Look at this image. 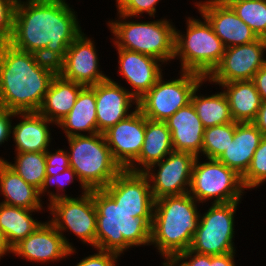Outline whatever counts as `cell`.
<instances>
[{
    "label": "cell",
    "mask_w": 266,
    "mask_h": 266,
    "mask_svg": "<svg viewBox=\"0 0 266 266\" xmlns=\"http://www.w3.org/2000/svg\"><path fill=\"white\" fill-rule=\"evenodd\" d=\"M27 1L17 0L9 44L58 65L82 31L75 12L65 0Z\"/></svg>",
    "instance_id": "cell-1"
},
{
    "label": "cell",
    "mask_w": 266,
    "mask_h": 266,
    "mask_svg": "<svg viewBox=\"0 0 266 266\" xmlns=\"http://www.w3.org/2000/svg\"><path fill=\"white\" fill-rule=\"evenodd\" d=\"M57 65L39 55L0 45V107L15 113L37 112Z\"/></svg>",
    "instance_id": "cell-2"
},
{
    "label": "cell",
    "mask_w": 266,
    "mask_h": 266,
    "mask_svg": "<svg viewBox=\"0 0 266 266\" xmlns=\"http://www.w3.org/2000/svg\"><path fill=\"white\" fill-rule=\"evenodd\" d=\"M189 194L164 196L154 201L150 243L170 262L190 248L200 215Z\"/></svg>",
    "instance_id": "cell-3"
},
{
    "label": "cell",
    "mask_w": 266,
    "mask_h": 266,
    "mask_svg": "<svg viewBox=\"0 0 266 266\" xmlns=\"http://www.w3.org/2000/svg\"><path fill=\"white\" fill-rule=\"evenodd\" d=\"M97 211L95 248L117 254L132 246L149 245L152 218H137L103 190H93Z\"/></svg>",
    "instance_id": "cell-4"
},
{
    "label": "cell",
    "mask_w": 266,
    "mask_h": 266,
    "mask_svg": "<svg viewBox=\"0 0 266 266\" xmlns=\"http://www.w3.org/2000/svg\"><path fill=\"white\" fill-rule=\"evenodd\" d=\"M70 167L84 192L105 188L123 169L114 160L104 134L68 137Z\"/></svg>",
    "instance_id": "cell-5"
},
{
    "label": "cell",
    "mask_w": 266,
    "mask_h": 266,
    "mask_svg": "<svg viewBox=\"0 0 266 266\" xmlns=\"http://www.w3.org/2000/svg\"><path fill=\"white\" fill-rule=\"evenodd\" d=\"M121 20L109 22L110 29L116 37V48H123L152 56L167 62L175 58V27L167 20L148 22H126L127 17L119 14Z\"/></svg>",
    "instance_id": "cell-6"
},
{
    "label": "cell",
    "mask_w": 266,
    "mask_h": 266,
    "mask_svg": "<svg viewBox=\"0 0 266 266\" xmlns=\"http://www.w3.org/2000/svg\"><path fill=\"white\" fill-rule=\"evenodd\" d=\"M187 20L186 36L175 30V58H181V70L202 75L205 79L222 60L226 47L206 19Z\"/></svg>",
    "instance_id": "cell-7"
},
{
    "label": "cell",
    "mask_w": 266,
    "mask_h": 266,
    "mask_svg": "<svg viewBox=\"0 0 266 266\" xmlns=\"http://www.w3.org/2000/svg\"><path fill=\"white\" fill-rule=\"evenodd\" d=\"M50 214L54 218L50 221L62 235L65 244L73 250L62 231L70 229L84 243L95 247L97 211L93 202V190L83 192L81 198H72L51 192Z\"/></svg>",
    "instance_id": "cell-8"
},
{
    "label": "cell",
    "mask_w": 266,
    "mask_h": 266,
    "mask_svg": "<svg viewBox=\"0 0 266 266\" xmlns=\"http://www.w3.org/2000/svg\"><path fill=\"white\" fill-rule=\"evenodd\" d=\"M195 159L189 194L196 200L215 198L213 203L239 202L244 191L242 177L217 159L198 163Z\"/></svg>",
    "instance_id": "cell-9"
},
{
    "label": "cell",
    "mask_w": 266,
    "mask_h": 266,
    "mask_svg": "<svg viewBox=\"0 0 266 266\" xmlns=\"http://www.w3.org/2000/svg\"><path fill=\"white\" fill-rule=\"evenodd\" d=\"M179 79L163 81L162 76L156 84L138 100V108L150 120L165 121L177 110L191 102L194 89L205 78L197 73L181 71Z\"/></svg>",
    "instance_id": "cell-10"
},
{
    "label": "cell",
    "mask_w": 266,
    "mask_h": 266,
    "mask_svg": "<svg viewBox=\"0 0 266 266\" xmlns=\"http://www.w3.org/2000/svg\"><path fill=\"white\" fill-rule=\"evenodd\" d=\"M239 202L213 203L200 216L190 250L199 254L222 255L235 251L233 247L234 213Z\"/></svg>",
    "instance_id": "cell-11"
},
{
    "label": "cell",
    "mask_w": 266,
    "mask_h": 266,
    "mask_svg": "<svg viewBox=\"0 0 266 266\" xmlns=\"http://www.w3.org/2000/svg\"><path fill=\"white\" fill-rule=\"evenodd\" d=\"M197 157L188 152L173 151L149 166L143 173L147 176L154 200L164 196L183 195L189 193L193 165ZM159 166L157 173L151 171L155 165ZM186 186H188L186 188Z\"/></svg>",
    "instance_id": "cell-12"
},
{
    "label": "cell",
    "mask_w": 266,
    "mask_h": 266,
    "mask_svg": "<svg viewBox=\"0 0 266 266\" xmlns=\"http://www.w3.org/2000/svg\"><path fill=\"white\" fill-rule=\"evenodd\" d=\"M266 50V39L232 46L225 49L222 60L206 78L214 83L234 81H251L255 73L266 63L263 52Z\"/></svg>",
    "instance_id": "cell-13"
},
{
    "label": "cell",
    "mask_w": 266,
    "mask_h": 266,
    "mask_svg": "<svg viewBox=\"0 0 266 266\" xmlns=\"http://www.w3.org/2000/svg\"><path fill=\"white\" fill-rule=\"evenodd\" d=\"M103 190L125 211L137 218H153L154 199L143 172L123 169Z\"/></svg>",
    "instance_id": "cell-14"
},
{
    "label": "cell",
    "mask_w": 266,
    "mask_h": 266,
    "mask_svg": "<svg viewBox=\"0 0 266 266\" xmlns=\"http://www.w3.org/2000/svg\"><path fill=\"white\" fill-rule=\"evenodd\" d=\"M146 117L138 105L135 111L103 134L114 160L127 169L140 155L145 139Z\"/></svg>",
    "instance_id": "cell-15"
},
{
    "label": "cell",
    "mask_w": 266,
    "mask_h": 266,
    "mask_svg": "<svg viewBox=\"0 0 266 266\" xmlns=\"http://www.w3.org/2000/svg\"><path fill=\"white\" fill-rule=\"evenodd\" d=\"M93 42L81 32L68 47L64 59L57 65V73L84 86L107 80L109 77L98 69V55Z\"/></svg>",
    "instance_id": "cell-16"
},
{
    "label": "cell",
    "mask_w": 266,
    "mask_h": 266,
    "mask_svg": "<svg viewBox=\"0 0 266 266\" xmlns=\"http://www.w3.org/2000/svg\"><path fill=\"white\" fill-rule=\"evenodd\" d=\"M202 18L211 25L226 48L254 42L257 34L245 24L229 4L217 0L196 4Z\"/></svg>",
    "instance_id": "cell-17"
},
{
    "label": "cell",
    "mask_w": 266,
    "mask_h": 266,
    "mask_svg": "<svg viewBox=\"0 0 266 266\" xmlns=\"http://www.w3.org/2000/svg\"><path fill=\"white\" fill-rule=\"evenodd\" d=\"M11 252L29 261L44 263L70 256L75 249L67 247L62 235L49 221L41 223L33 233L15 244Z\"/></svg>",
    "instance_id": "cell-18"
},
{
    "label": "cell",
    "mask_w": 266,
    "mask_h": 266,
    "mask_svg": "<svg viewBox=\"0 0 266 266\" xmlns=\"http://www.w3.org/2000/svg\"><path fill=\"white\" fill-rule=\"evenodd\" d=\"M95 97L98 132L102 134L130 115L127 111L132 102L138 105L137 99L111 78L95 84Z\"/></svg>",
    "instance_id": "cell-19"
},
{
    "label": "cell",
    "mask_w": 266,
    "mask_h": 266,
    "mask_svg": "<svg viewBox=\"0 0 266 266\" xmlns=\"http://www.w3.org/2000/svg\"><path fill=\"white\" fill-rule=\"evenodd\" d=\"M119 72L132 86L130 93L137 99L142 98L162 76L158 59L135 51L117 48Z\"/></svg>",
    "instance_id": "cell-20"
},
{
    "label": "cell",
    "mask_w": 266,
    "mask_h": 266,
    "mask_svg": "<svg viewBox=\"0 0 266 266\" xmlns=\"http://www.w3.org/2000/svg\"><path fill=\"white\" fill-rule=\"evenodd\" d=\"M165 122L171 132L173 150L200 157L198 154L202 152L205 128L192 102L177 110Z\"/></svg>",
    "instance_id": "cell-21"
},
{
    "label": "cell",
    "mask_w": 266,
    "mask_h": 266,
    "mask_svg": "<svg viewBox=\"0 0 266 266\" xmlns=\"http://www.w3.org/2000/svg\"><path fill=\"white\" fill-rule=\"evenodd\" d=\"M263 137L252 122H235L234 139L217 160L242 176L248 170Z\"/></svg>",
    "instance_id": "cell-22"
},
{
    "label": "cell",
    "mask_w": 266,
    "mask_h": 266,
    "mask_svg": "<svg viewBox=\"0 0 266 266\" xmlns=\"http://www.w3.org/2000/svg\"><path fill=\"white\" fill-rule=\"evenodd\" d=\"M83 87L57 73L37 112L57 125L71 111Z\"/></svg>",
    "instance_id": "cell-23"
},
{
    "label": "cell",
    "mask_w": 266,
    "mask_h": 266,
    "mask_svg": "<svg viewBox=\"0 0 266 266\" xmlns=\"http://www.w3.org/2000/svg\"><path fill=\"white\" fill-rule=\"evenodd\" d=\"M18 115L24 120L13 127L16 151L19 153L46 152L51 139L47 124L53 122L38 112L18 113Z\"/></svg>",
    "instance_id": "cell-24"
},
{
    "label": "cell",
    "mask_w": 266,
    "mask_h": 266,
    "mask_svg": "<svg viewBox=\"0 0 266 266\" xmlns=\"http://www.w3.org/2000/svg\"><path fill=\"white\" fill-rule=\"evenodd\" d=\"M64 129L67 138L83 135L79 131L90 135L99 133L96 117L95 85L84 86L77 96L71 111L58 123Z\"/></svg>",
    "instance_id": "cell-25"
},
{
    "label": "cell",
    "mask_w": 266,
    "mask_h": 266,
    "mask_svg": "<svg viewBox=\"0 0 266 266\" xmlns=\"http://www.w3.org/2000/svg\"><path fill=\"white\" fill-rule=\"evenodd\" d=\"M173 151L172 136L166 122L146 118L145 139L141 153L127 169L133 172H143ZM136 162L144 168H138L135 164Z\"/></svg>",
    "instance_id": "cell-26"
},
{
    "label": "cell",
    "mask_w": 266,
    "mask_h": 266,
    "mask_svg": "<svg viewBox=\"0 0 266 266\" xmlns=\"http://www.w3.org/2000/svg\"><path fill=\"white\" fill-rule=\"evenodd\" d=\"M0 190L5 200L1 203L28 210H42L39 189L26 183L4 159L0 158Z\"/></svg>",
    "instance_id": "cell-27"
},
{
    "label": "cell",
    "mask_w": 266,
    "mask_h": 266,
    "mask_svg": "<svg viewBox=\"0 0 266 266\" xmlns=\"http://www.w3.org/2000/svg\"><path fill=\"white\" fill-rule=\"evenodd\" d=\"M226 88L225 94L234 122H253L261 106L262 99L252 81L218 83Z\"/></svg>",
    "instance_id": "cell-28"
},
{
    "label": "cell",
    "mask_w": 266,
    "mask_h": 266,
    "mask_svg": "<svg viewBox=\"0 0 266 266\" xmlns=\"http://www.w3.org/2000/svg\"><path fill=\"white\" fill-rule=\"evenodd\" d=\"M35 211L38 210H28L0 203V231L10 248L33 233L41 224L30 214Z\"/></svg>",
    "instance_id": "cell-29"
},
{
    "label": "cell",
    "mask_w": 266,
    "mask_h": 266,
    "mask_svg": "<svg viewBox=\"0 0 266 266\" xmlns=\"http://www.w3.org/2000/svg\"><path fill=\"white\" fill-rule=\"evenodd\" d=\"M203 81L194 89L191 102L204 128L234 122L228 100L223 92L211 96H197Z\"/></svg>",
    "instance_id": "cell-30"
},
{
    "label": "cell",
    "mask_w": 266,
    "mask_h": 266,
    "mask_svg": "<svg viewBox=\"0 0 266 266\" xmlns=\"http://www.w3.org/2000/svg\"><path fill=\"white\" fill-rule=\"evenodd\" d=\"M14 164L4 160L26 183L40 190L46 177L45 152L16 153Z\"/></svg>",
    "instance_id": "cell-31"
},
{
    "label": "cell",
    "mask_w": 266,
    "mask_h": 266,
    "mask_svg": "<svg viewBox=\"0 0 266 266\" xmlns=\"http://www.w3.org/2000/svg\"><path fill=\"white\" fill-rule=\"evenodd\" d=\"M227 4L259 38L266 39V0H237Z\"/></svg>",
    "instance_id": "cell-32"
},
{
    "label": "cell",
    "mask_w": 266,
    "mask_h": 266,
    "mask_svg": "<svg viewBox=\"0 0 266 266\" xmlns=\"http://www.w3.org/2000/svg\"><path fill=\"white\" fill-rule=\"evenodd\" d=\"M235 122L204 129L202 153L208 159H218L234 139Z\"/></svg>",
    "instance_id": "cell-33"
},
{
    "label": "cell",
    "mask_w": 266,
    "mask_h": 266,
    "mask_svg": "<svg viewBox=\"0 0 266 266\" xmlns=\"http://www.w3.org/2000/svg\"><path fill=\"white\" fill-rule=\"evenodd\" d=\"M244 188H255L266 180V136L254 152L248 170L241 176Z\"/></svg>",
    "instance_id": "cell-34"
},
{
    "label": "cell",
    "mask_w": 266,
    "mask_h": 266,
    "mask_svg": "<svg viewBox=\"0 0 266 266\" xmlns=\"http://www.w3.org/2000/svg\"><path fill=\"white\" fill-rule=\"evenodd\" d=\"M17 0H0V45L9 43Z\"/></svg>",
    "instance_id": "cell-35"
},
{
    "label": "cell",
    "mask_w": 266,
    "mask_h": 266,
    "mask_svg": "<svg viewBox=\"0 0 266 266\" xmlns=\"http://www.w3.org/2000/svg\"><path fill=\"white\" fill-rule=\"evenodd\" d=\"M118 13L131 18L144 12L152 17L156 12V4L159 0H116Z\"/></svg>",
    "instance_id": "cell-36"
},
{
    "label": "cell",
    "mask_w": 266,
    "mask_h": 266,
    "mask_svg": "<svg viewBox=\"0 0 266 266\" xmlns=\"http://www.w3.org/2000/svg\"><path fill=\"white\" fill-rule=\"evenodd\" d=\"M46 175H57L70 167L69 156L66 151L59 149L56 153L45 152Z\"/></svg>",
    "instance_id": "cell-37"
},
{
    "label": "cell",
    "mask_w": 266,
    "mask_h": 266,
    "mask_svg": "<svg viewBox=\"0 0 266 266\" xmlns=\"http://www.w3.org/2000/svg\"><path fill=\"white\" fill-rule=\"evenodd\" d=\"M187 258H189V261L184 262ZM179 261H182L179 266H210L211 255L199 254L188 249L178 253L170 262L163 263V266H176Z\"/></svg>",
    "instance_id": "cell-38"
},
{
    "label": "cell",
    "mask_w": 266,
    "mask_h": 266,
    "mask_svg": "<svg viewBox=\"0 0 266 266\" xmlns=\"http://www.w3.org/2000/svg\"><path fill=\"white\" fill-rule=\"evenodd\" d=\"M119 254L111 251H102L98 249V253L89 255L88 257L80 260L76 266H116V259Z\"/></svg>",
    "instance_id": "cell-39"
},
{
    "label": "cell",
    "mask_w": 266,
    "mask_h": 266,
    "mask_svg": "<svg viewBox=\"0 0 266 266\" xmlns=\"http://www.w3.org/2000/svg\"><path fill=\"white\" fill-rule=\"evenodd\" d=\"M74 176L77 177L76 172L71 167H68L65 171H63L62 173H58L55 176L46 175L44 183L39 190L40 196L41 194L47 191L46 189L48 188V185H50V183L52 185L53 183H56L58 187L64 188L65 184L73 182L72 180L74 179Z\"/></svg>",
    "instance_id": "cell-40"
},
{
    "label": "cell",
    "mask_w": 266,
    "mask_h": 266,
    "mask_svg": "<svg viewBox=\"0 0 266 266\" xmlns=\"http://www.w3.org/2000/svg\"><path fill=\"white\" fill-rule=\"evenodd\" d=\"M17 115L18 113L0 107V144L4 143V141H7V139H9V137L11 136L10 134L12 133V120H10V118Z\"/></svg>",
    "instance_id": "cell-41"
},
{
    "label": "cell",
    "mask_w": 266,
    "mask_h": 266,
    "mask_svg": "<svg viewBox=\"0 0 266 266\" xmlns=\"http://www.w3.org/2000/svg\"><path fill=\"white\" fill-rule=\"evenodd\" d=\"M251 81L259 92L262 101H266V63L255 73Z\"/></svg>",
    "instance_id": "cell-42"
},
{
    "label": "cell",
    "mask_w": 266,
    "mask_h": 266,
    "mask_svg": "<svg viewBox=\"0 0 266 266\" xmlns=\"http://www.w3.org/2000/svg\"><path fill=\"white\" fill-rule=\"evenodd\" d=\"M234 254L235 252L222 255H211L210 266H235Z\"/></svg>",
    "instance_id": "cell-43"
},
{
    "label": "cell",
    "mask_w": 266,
    "mask_h": 266,
    "mask_svg": "<svg viewBox=\"0 0 266 266\" xmlns=\"http://www.w3.org/2000/svg\"><path fill=\"white\" fill-rule=\"evenodd\" d=\"M252 123L266 136V101H262L257 116Z\"/></svg>",
    "instance_id": "cell-44"
},
{
    "label": "cell",
    "mask_w": 266,
    "mask_h": 266,
    "mask_svg": "<svg viewBox=\"0 0 266 266\" xmlns=\"http://www.w3.org/2000/svg\"><path fill=\"white\" fill-rule=\"evenodd\" d=\"M7 252H11V248L7 245L2 232L0 231V258L4 256Z\"/></svg>",
    "instance_id": "cell-45"
},
{
    "label": "cell",
    "mask_w": 266,
    "mask_h": 266,
    "mask_svg": "<svg viewBox=\"0 0 266 266\" xmlns=\"http://www.w3.org/2000/svg\"><path fill=\"white\" fill-rule=\"evenodd\" d=\"M217 1L227 4L229 1H237V0H217Z\"/></svg>",
    "instance_id": "cell-46"
}]
</instances>
